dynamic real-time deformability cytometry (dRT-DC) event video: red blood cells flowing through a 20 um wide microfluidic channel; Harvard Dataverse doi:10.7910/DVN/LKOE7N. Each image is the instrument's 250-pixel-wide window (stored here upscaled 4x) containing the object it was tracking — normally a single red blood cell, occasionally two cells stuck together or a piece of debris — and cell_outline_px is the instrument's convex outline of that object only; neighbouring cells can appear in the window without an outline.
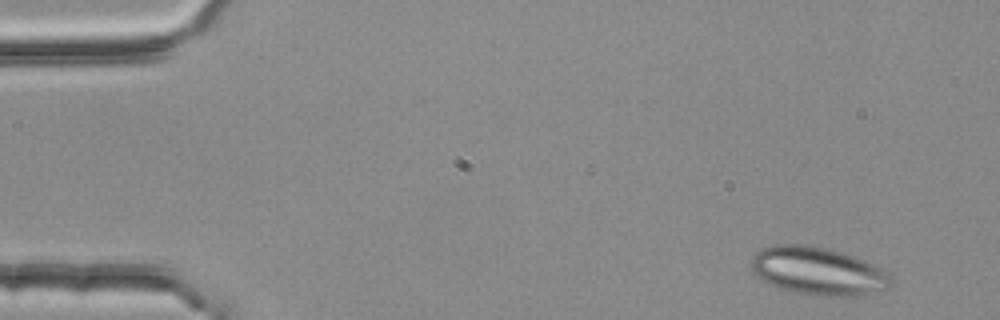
{"species": "common noctule bat (a hibernating species)", "species_latin": "Nyctalus noctula", "temperature_condition": "room temperature", "stored_images_in_passage": 3, "camera_frame_rate_fps": 3000, "um_per_image_px": 0.085, "animal": {"sex": "female", "body_mass_g": 25.1}, "frame": {"image": 1, "passage_image": 1, "time_ms": 0.0, "image_size_px": [1000, 320], "cell_outline_px": [[892, 280], [884, 288], [864, 296], [816, 296], [792, 292], [772, 284], [756, 276], [752, 268], [752, 256], [756, 252], [772, 244], [804, 244], [824, 248], [856, 256], [888, 272], [892, 276]], "centroid_in_image_um": [69.53, 23.04], "position_along_channel_um": 15.5, "area_um2": 38.9}}